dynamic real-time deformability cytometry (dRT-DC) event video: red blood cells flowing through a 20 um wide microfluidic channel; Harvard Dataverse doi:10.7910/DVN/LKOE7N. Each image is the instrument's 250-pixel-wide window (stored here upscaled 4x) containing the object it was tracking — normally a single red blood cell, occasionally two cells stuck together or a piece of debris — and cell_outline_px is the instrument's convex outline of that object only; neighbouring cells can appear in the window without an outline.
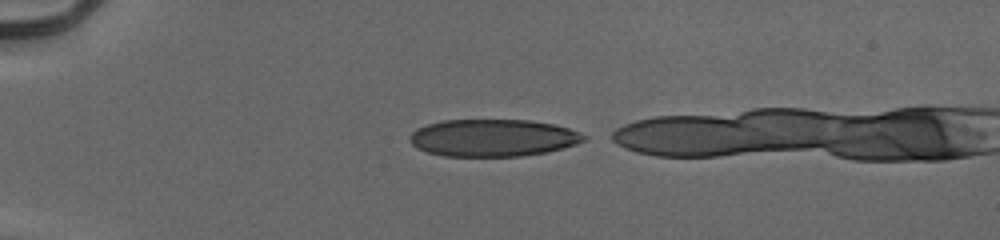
{"species": "human", "species_latin": "Homo sapiens", "temperature_condition": "cold", "stored_images_in_passage": 35, "camera_frame_rate_fps": 3000, "um_per_image_px": 0.085, "donor": {"sex": "male"}, "frame": {"image": 1, "passage_image": 1, "time_ms": 0.0, "image_size_px": [1000, 240], "cell_outline_px": [[588, 140], [564, 148], [544, 152], [520, 156], [444, 156], [428, 152], [416, 148], [408, 140], [408, 136], [416, 128], [428, 124], [444, 120], [528, 120], [552, 124], [568, 128], [580, 132], [588, 136]], "centroid_in_image_um": [41.9, 11.71], "position_along_channel_um": 43.1, "area_um2": 37.92}}
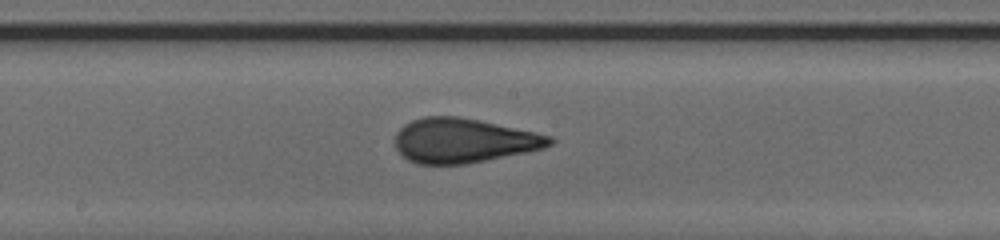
{"frame": {"image": 2, "passage_image": 17, "time_ms": 5.333, "image_size_px": [1000, 240], "cell_outline_px": [[556, 140], [552, 144], [544, 148], [528, 152], [464, 164], [416, 164], [408, 160], [396, 148], [396, 132], [404, 124], [412, 120], [424, 116], [460, 116], [480, 120], [536, 132], [552, 136]], "centroid_in_image_um": [39.42, 11.94], "position_along_channel_um": 208.8, "area_um2": 40.17}}
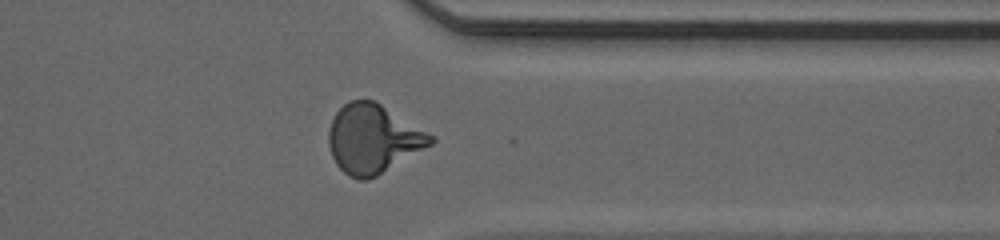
{"frame": {"image": 3, "passage_image": 30, "time_ms": 9.667, "image_size_px": [1000, 240], "cell_outline_px": [[436, 140], [432, 144], [376, 176], [368, 180], [360, 180], [348, 176], [336, 164], [332, 156], [328, 144], [328, 132], [332, 120], [336, 112], [348, 100], [376, 100], [436, 136]], "centroid_in_image_um": [31.72, 11.78], "position_along_channel_um": 379.7, "area_um2": 41.1}}